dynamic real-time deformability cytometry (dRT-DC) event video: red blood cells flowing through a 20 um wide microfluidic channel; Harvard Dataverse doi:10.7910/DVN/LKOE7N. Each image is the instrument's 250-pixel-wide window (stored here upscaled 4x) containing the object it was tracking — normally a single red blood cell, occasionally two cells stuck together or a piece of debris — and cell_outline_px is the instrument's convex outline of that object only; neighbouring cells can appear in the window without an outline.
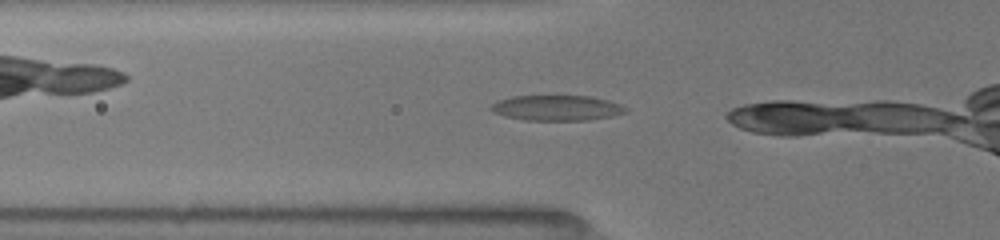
{"species": "common noctule bat (a hibernating species)", "species_latin": "Nyctalus noctula", "temperature_condition": "room temperature", "stored_images_in_passage": 6, "camera_frame_rate_fps": 3000, "um_per_image_px": 0.085, "animal": {"sex": "female", "body_mass_g": 19.5, "forearm_length_mm": 54.1}, "frame": {"image": 1, "passage_image": 3, "time_ms": 0.333, "image_size_px": [1000, 240], "cell_outline_px": [[628, 112], [612, 116], [588, 120], [524, 120], [504, 116], [492, 112], [488, 108], [492, 104], [500, 100], [512, 96], [592, 96], [608, 100], [620, 104], [628, 108]], "centroid_in_image_um": [47.34, 9.17], "position_along_channel_um": 78.5, "area_um2": 20.0}}